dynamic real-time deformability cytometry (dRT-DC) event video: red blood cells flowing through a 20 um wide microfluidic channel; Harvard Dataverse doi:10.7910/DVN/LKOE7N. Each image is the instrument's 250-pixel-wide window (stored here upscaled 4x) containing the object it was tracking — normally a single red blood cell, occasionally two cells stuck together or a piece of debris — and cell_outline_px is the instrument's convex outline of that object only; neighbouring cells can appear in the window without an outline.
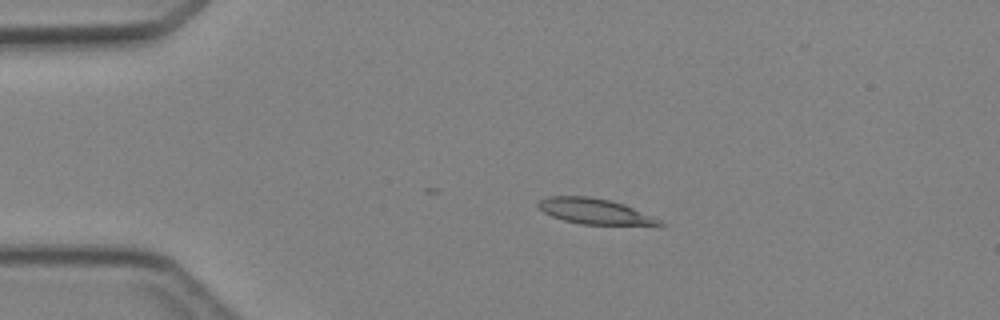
{"species": "Egyptian fruit bat (a non-hibernating species)", "species_latin": "Rousettus aegyptiacus", "temperature_condition": "cold", "stored_images_in_passage": 4, "camera_frame_rate_fps": 3000, "um_per_image_px": 0.085, "animal": {"sex": "female"}, "frame": {"image": 1, "passage_image": 3, "time_ms": 3.333, "image_size_px": [1000, 320], "cell_outline_px": [[664, 224], [660, 228], [580, 224], [564, 220], [552, 216], [544, 212], [536, 204], [540, 200], [548, 196], [588, 196], [608, 200], [624, 204], [652, 216], [660, 220]], "centroid_in_image_um": [50.69, 18.02], "position_along_channel_um": 34.3, "area_um2": 18.73}}